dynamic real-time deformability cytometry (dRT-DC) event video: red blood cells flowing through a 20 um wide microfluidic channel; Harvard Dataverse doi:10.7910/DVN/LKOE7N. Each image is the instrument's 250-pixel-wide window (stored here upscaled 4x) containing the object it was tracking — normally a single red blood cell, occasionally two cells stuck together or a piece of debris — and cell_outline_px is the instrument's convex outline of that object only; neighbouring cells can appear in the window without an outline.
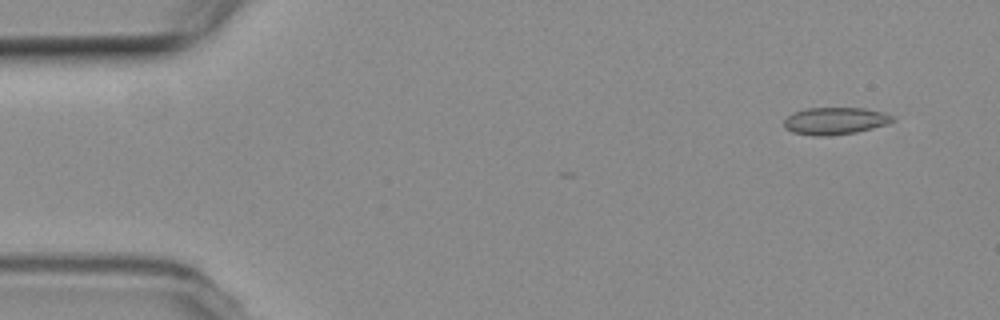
{"species": "common noctule bat (a hibernating species)", "species_latin": "Nyctalus noctula", "temperature_condition": "room temperature", "stored_images_in_passage": 3, "camera_frame_rate_fps": 3000, "um_per_image_px": 0.085, "animal": {"sex": "female", "body_mass_g": 19.3, "forearm_length_mm": 54.1}, "frame": {"image": 1, "passage_image": 1, "time_ms": 0.0, "image_size_px": [1000, 320], "cell_outline_px": [[892, 120], [888, 124], [856, 132], [828, 136], [816, 136], [792, 132], [784, 128], [784, 120], [792, 112], [808, 108], [864, 108], [884, 112], [892, 116]], "centroid_in_image_um": [70.94, 10.28], "position_along_channel_um": 14.1, "area_um2": 17.17}}